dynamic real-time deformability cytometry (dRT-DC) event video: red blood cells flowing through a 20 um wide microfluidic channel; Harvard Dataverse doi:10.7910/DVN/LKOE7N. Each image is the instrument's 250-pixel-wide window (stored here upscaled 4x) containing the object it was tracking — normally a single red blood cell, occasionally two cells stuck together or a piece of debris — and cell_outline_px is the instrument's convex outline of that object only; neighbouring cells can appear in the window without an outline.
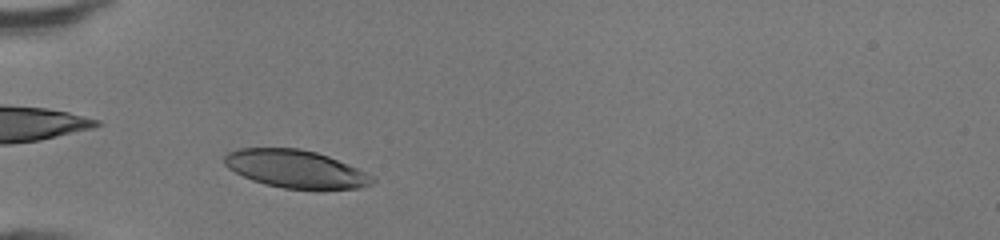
{"species": "human", "species_latin": "Homo sapiens", "temperature_condition": "room temperature", "stored_images_in_passage": 33, "camera_frame_rate_fps": 3000, "um_per_image_px": 0.085, "donor": {"sex": "female"}, "frame": {"image": 1, "passage_image": 4, "time_ms": 1.0, "image_size_px": [1000, 240], "cell_outline_px": [[376, 180], [372, 184], [360, 188], [316, 192], [284, 188], [264, 184], [252, 180], [228, 168], [224, 164], [224, 156], [228, 152], [240, 148], [300, 148], [316, 152], [328, 156], [348, 164], [372, 176]], "centroid_in_image_um": [25.17, 14.4], "position_along_channel_um": 59.8, "area_um2": 33.29}}
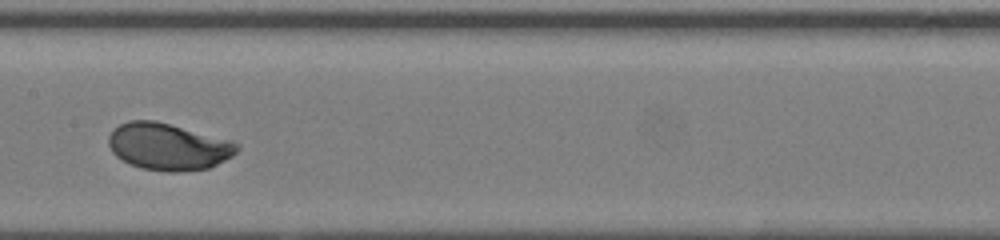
{"frame": {"image": 2, "passage_image": 14, "time_ms": 4.333, "image_size_px": [1000, 240], "cell_outline_px": [[240, 148], [232, 156], [208, 168], [180, 172], [168, 172], [140, 168], [128, 164], [116, 156], [112, 152], [108, 144], [108, 136], [120, 124], [128, 120], [156, 120], [232, 140], [240, 144]], "centroid_in_image_um": [14.3, 12.46], "position_along_channel_um": 193.1, "area_um2": 35.37}}
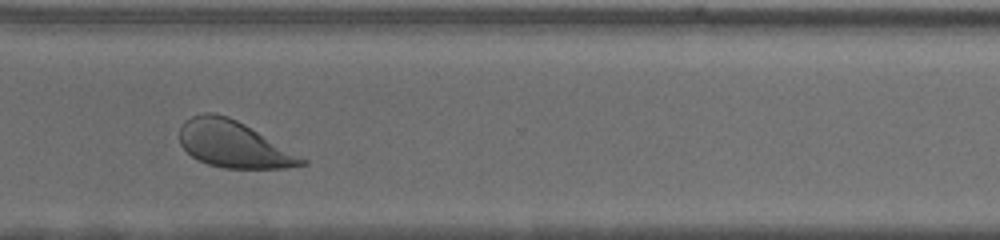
{"frame": {"image": 3, "passage_image": 25, "time_ms": 8.0, "image_size_px": [1000, 240], "cell_outline_px": [[308, 164], [284, 168], [224, 168], [208, 164], [192, 156], [180, 144], [180, 128], [184, 120], [192, 116], [204, 112], [216, 112], [228, 116], [244, 124], [308, 160]], "centroid_in_image_um": [19.83, 12.25], "position_along_channel_um": 350.8, "area_um2": 32.89}, "authors_computed_cell_mechanics": {"area_um2": 34.2176, "velocity_mm_per_s": 4.3043, "shape_relaxation_time_tau1_ms": 1.2085, "shape_relaxation_time_tau2_ms": null, "deformation_change_tau1": 0.106, "deformation_change_tau2": null}}